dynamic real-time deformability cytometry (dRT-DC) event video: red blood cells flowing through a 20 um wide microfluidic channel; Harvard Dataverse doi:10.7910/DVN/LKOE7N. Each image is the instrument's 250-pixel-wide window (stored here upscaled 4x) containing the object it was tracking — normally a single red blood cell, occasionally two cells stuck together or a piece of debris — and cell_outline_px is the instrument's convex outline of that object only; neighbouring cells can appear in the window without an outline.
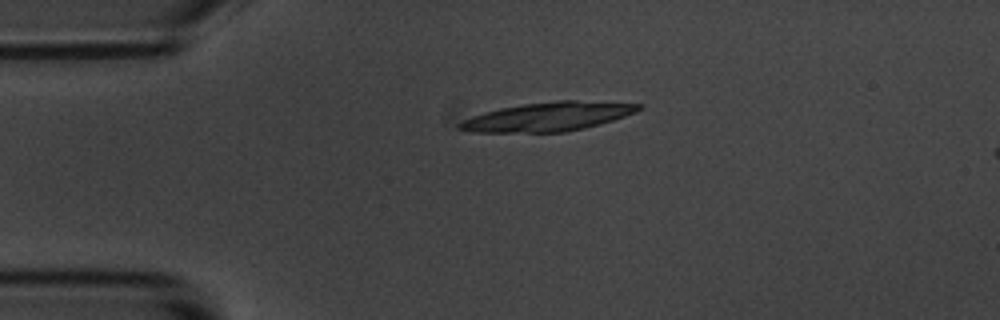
{"species": "common noctule bat (a hibernating species)", "species_latin": "Nyctalus noctula", "temperature_condition": "room temperature", "stored_images_in_passage": 2, "camera_frame_rate_fps": 3000, "um_per_image_px": 0.085, "animal": {"sex": "male", "body_mass_g": 20.1, "forearm_length_mm": 53.5}, "frame": {"image": 1, "passage_image": 1, "time_ms": 0.0, "image_size_px": [1000, 320], "cell_outline_px": [[644, 108], [636, 112], [600, 124], [584, 128], [564, 132], [472, 132], [456, 128], [456, 124], [472, 116], [484, 112], [500, 108], [524, 104], [556, 100], [576, 100], [644, 104]], "centroid_in_image_um": [46.59, 9.91], "position_along_channel_um": 38.4, "area_um2": 30.17}}